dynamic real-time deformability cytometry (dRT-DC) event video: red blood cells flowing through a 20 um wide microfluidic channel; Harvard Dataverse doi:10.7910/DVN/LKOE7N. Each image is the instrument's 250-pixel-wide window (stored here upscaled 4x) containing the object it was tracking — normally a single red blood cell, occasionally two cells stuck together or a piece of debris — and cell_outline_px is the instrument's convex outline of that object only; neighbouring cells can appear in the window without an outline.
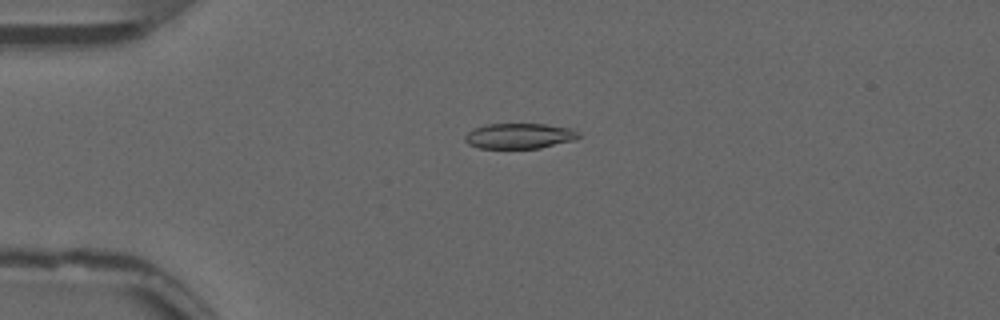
{"species": "common noctule bat (a hibernating species)", "species_latin": "Nyctalus noctula", "temperature_condition": "warm", "stored_images_in_passage": 54, "camera_frame_rate_fps": 3000, "um_per_image_px": 0.085, "animal": {"sex": "male", "forearm_length_mm": 52.5}, "frame": {"image": 1, "passage_image": 14, "time_ms": 4.333, "image_size_px": [1000, 320], "cell_outline_px": [[580, 136], [576, 140], [540, 148], [480, 148], [468, 144], [464, 140], [464, 136], [472, 128], [488, 124], [544, 124], [572, 128], [580, 132]], "centroid_in_image_um": [44.16, 11.55], "position_along_channel_um": 40.8, "area_um2": 16.99}}
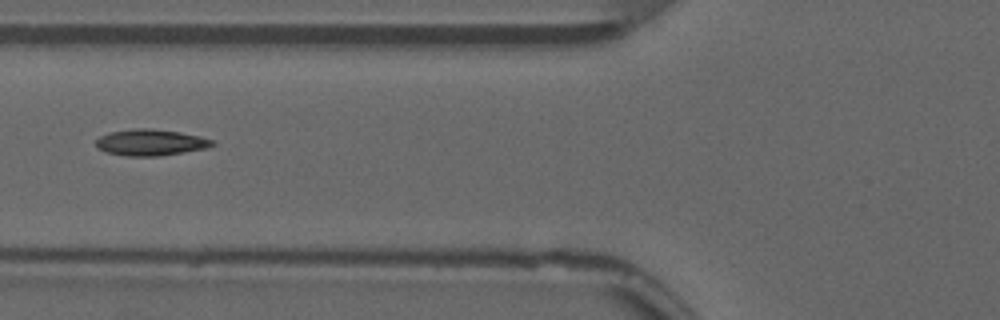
{"frame": {"image": 2, "passage_image": 22, "time_ms": 7.0, "image_size_px": [1000, 320], "cell_outline_px": [[216, 144], [204, 148], [184, 152], [160, 156], [128, 156], [104, 152], [96, 148], [96, 140], [100, 136], [108, 132], [132, 128], [148, 128], [180, 132], [200, 136], [216, 140]], "centroid_in_image_um": [12.78, 12.1], "position_along_channel_um": 113.0, "area_um2": 18.03}}
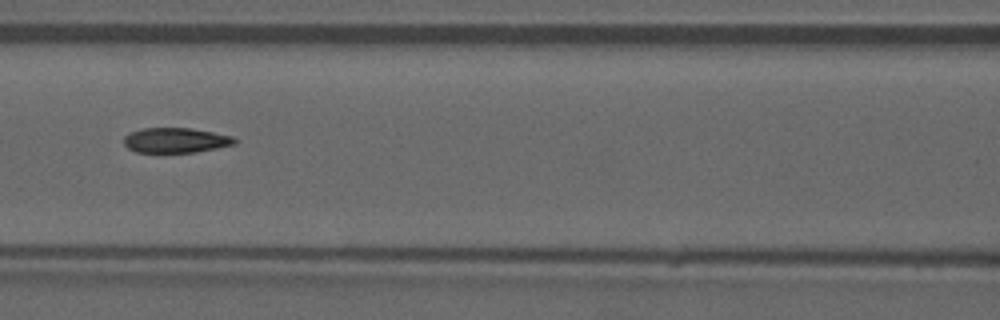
{"frame": {"image": 3, "passage_image": 25, "time_ms": 8.0, "image_size_px": [1000, 320], "cell_outline_px": [[240, 140], [236, 144], [196, 152], [136, 152], [128, 148], [124, 144], [124, 136], [140, 128], [192, 128], [232, 136]], "centroid_in_image_um": [14.96, 11.92], "position_along_channel_um": 151.6, "area_um2": 16.18}, "authors_computed_cell_mechanics": {"area_um2": 17.1377, "velocity_mm_per_s": 3.8405, "shape_relaxation_time_tau1_ms": null, "shape_relaxation_time_tau2_ms": 2.508, "deformation_change_tau1": null, "deformation_change_tau2": 0.0935}}